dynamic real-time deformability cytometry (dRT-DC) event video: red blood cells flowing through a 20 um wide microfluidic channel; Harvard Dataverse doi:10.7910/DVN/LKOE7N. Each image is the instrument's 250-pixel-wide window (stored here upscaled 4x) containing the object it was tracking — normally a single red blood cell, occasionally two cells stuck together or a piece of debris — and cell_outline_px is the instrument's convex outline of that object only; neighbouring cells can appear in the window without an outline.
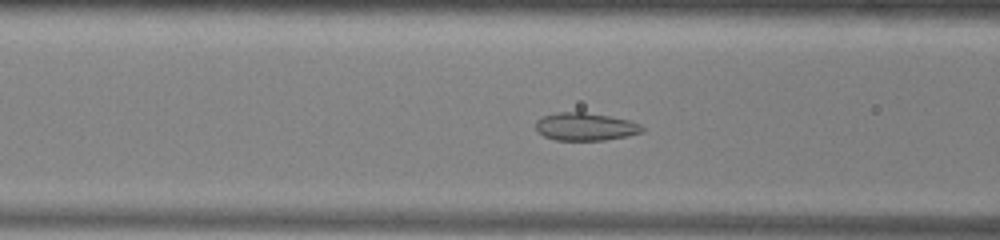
{"species": "common noctule bat (a hibernating species)", "species_latin": "Nyctalus noctula", "temperature_condition": "warm", "stored_images_in_passage": 48, "camera_frame_rate_fps": 3000, "um_per_image_px": 0.085, "animal": {"sex": "male", "body_mass_g": 13.0, "forearm_length_mm": 53.1}, "frame": {"image": 1, "passage_image": 16, "time_ms": 5.0, "image_size_px": [1000, 240], "cell_outline_px": [[644, 132], [628, 136], [604, 140], [556, 140], [544, 136], [536, 128], [536, 120], [544, 116], [556, 112], [584, 112], [608, 116], [628, 120], [640, 124], [644, 128]], "centroid_in_image_um": [49.78, 10.77], "position_along_channel_um": 116.8, "area_um2": 17.17}}
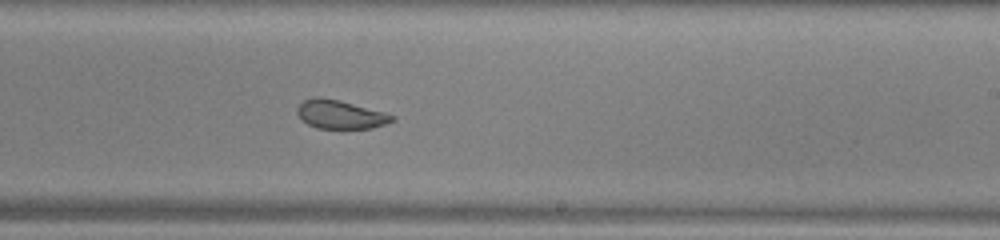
{"frame": {"image": 2, "passage_image": 27, "time_ms": 8.667, "image_size_px": [1000, 240], "cell_outline_px": [[396, 120], [372, 128], [316, 128], [308, 124], [296, 112], [296, 108], [304, 100], [316, 96], [340, 100], [384, 112], [396, 116]], "centroid_in_image_um": [28.94, 9.72], "position_along_channel_um": 260.1, "area_um2": 15.72}}
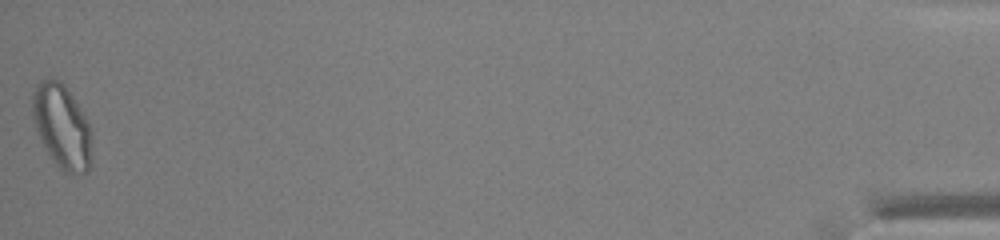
{"frame": {"image": 3, "passage_image": 48, "time_ms": 15.667, "image_size_px": [1000, 240], "cell_outline_px": [[92, 168], [84, 176], [68, 176], [56, 164], [48, 152], [36, 128], [32, 116], [32, 92], [36, 84], [40, 80], [60, 80], [64, 84], [72, 96], [84, 116], [92, 132]], "centroid_in_image_um": [5.31, 10.84], "position_along_channel_um": 429.9, "area_um2": 29.42}, "authors_computed_cell_mechanics": {"area_um2": 19.2763, "velocity_mm_per_s": 3.9179, "shape_relaxation_time_tau1_ms": 9.2807, "shape_relaxation_time_tau2_ms": 1.0189, "deformation_change_tau1": 0.179, "deformation_change_tau2": 0.0558}}